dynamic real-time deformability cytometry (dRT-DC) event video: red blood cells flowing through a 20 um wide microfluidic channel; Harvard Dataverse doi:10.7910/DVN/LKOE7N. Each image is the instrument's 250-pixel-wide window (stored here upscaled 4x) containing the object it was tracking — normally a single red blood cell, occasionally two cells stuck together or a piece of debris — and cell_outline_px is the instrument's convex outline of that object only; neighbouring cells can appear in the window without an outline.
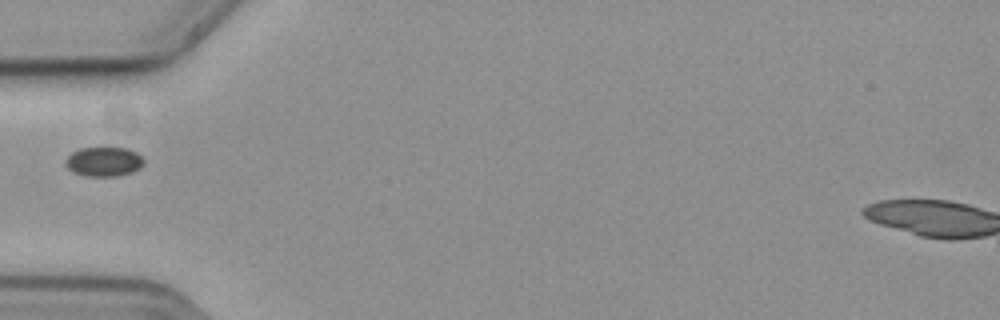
{"species": "common noctule bat (a hibernating species)", "species_latin": "Nyctalus noctula", "temperature_condition": "cold", "stored_images_in_passage": 30, "camera_frame_rate_fps": 3000, "um_per_image_px": 0.085, "animal": {"sex": "female", "body_mass_g": 19.3, "forearm_length_mm": 54.1}, "frame": {"image": 1, "passage_image": 1, "time_ms": 0.0, "image_size_px": [1000, 320], "cell_outline_px": [[144, 164], [140, 168], [132, 172], [120, 176], [84, 176], [72, 172], [64, 164], [64, 160], [72, 152], [80, 148], [128, 148], [136, 152], [144, 160]], "centroid_in_image_um": [8.81, 13.75], "position_along_channel_um": 76.2, "area_um2": 13.58}}
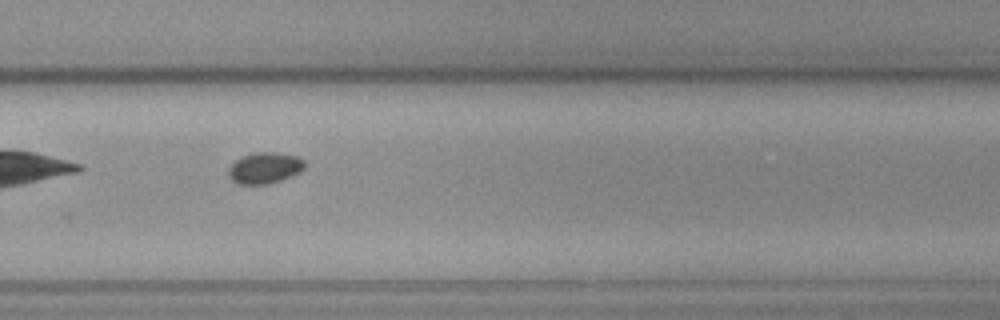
{"frame": {"image": 2, "passage_image": 20, "time_ms": 6.333, "image_size_px": [1000, 320], "cell_outline_px": [[304, 168], [300, 172], [280, 180], [268, 184], [240, 184], [232, 180], [228, 176], [228, 168], [240, 156], [252, 152], [276, 152], [296, 156], [304, 160]], "centroid_in_image_um": [22.47, 14.26], "position_along_channel_um": 307.3, "area_um2": 13.87}}
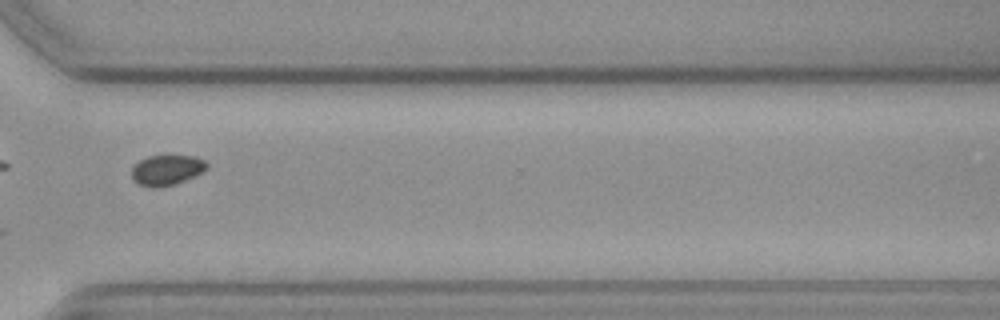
{"frame": {"image": 3, "passage_image": 24, "time_ms": 7.667, "image_size_px": [1000, 320], "cell_outline_px": [[208, 168], [204, 172], [196, 176], [176, 184], [160, 188], [152, 188], [140, 184], [132, 180], [132, 168], [140, 160], [148, 156], [196, 156], [204, 160], [208, 164]], "centroid_in_image_um": [14.21, 14.47], "position_along_channel_um": 356.4, "area_um2": 13.47}}